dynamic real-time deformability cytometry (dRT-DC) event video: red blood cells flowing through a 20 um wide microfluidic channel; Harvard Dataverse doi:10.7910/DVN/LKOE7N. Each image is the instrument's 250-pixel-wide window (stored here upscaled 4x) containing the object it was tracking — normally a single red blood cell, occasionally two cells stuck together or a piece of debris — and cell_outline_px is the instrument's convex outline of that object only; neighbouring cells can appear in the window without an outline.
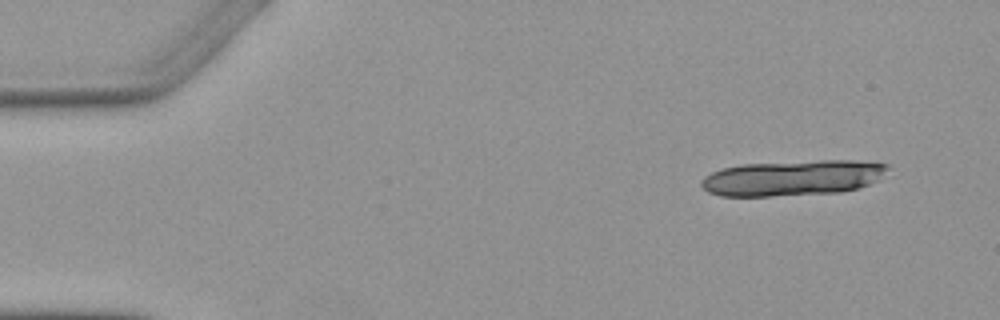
{"species": "Egyptian fruit bat (a non-hibernating species)", "species_latin": "Rousettus aegyptiacus", "temperature_condition": "warm", "stored_images_in_passage": 5, "camera_frame_rate_fps": 3000, "um_per_image_px": 0.085, "animal": {"sex": "female"}, "frame": {"image": 1, "passage_image": 1, "time_ms": 0.0, "image_size_px": [1000, 320], "cell_outline_px": [[888, 168], [880, 180], [860, 188], [840, 192], [772, 196], [720, 196], [708, 192], [700, 184], [700, 180], [704, 176], [712, 172], [724, 168], [740, 164], [820, 160], [852, 160], [888, 164]], "centroid_in_image_um": [67.38, 15.12], "position_along_channel_um": 17.6, "area_um2": 38.84}}